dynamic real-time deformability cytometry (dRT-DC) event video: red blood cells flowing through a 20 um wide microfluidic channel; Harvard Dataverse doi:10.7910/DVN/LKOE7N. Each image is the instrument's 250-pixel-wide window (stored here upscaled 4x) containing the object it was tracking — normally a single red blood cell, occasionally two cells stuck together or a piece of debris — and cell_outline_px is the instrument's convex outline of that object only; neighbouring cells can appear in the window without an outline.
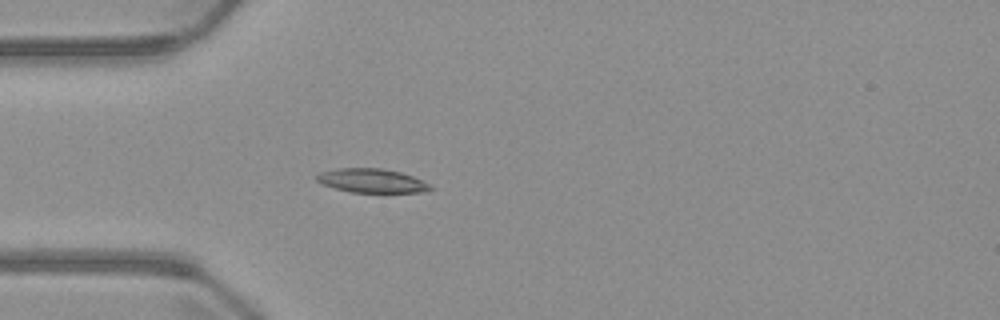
{"species": "common noctule bat (a hibernating species)", "species_latin": "Nyctalus noctula", "temperature_condition": "warm", "stored_images_in_passage": 3, "camera_frame_rate_fps": 3000, "um_per_image_px": 0.085, "animal": {"sex": "male", "body_mass_g": 23.1, "forearm_length_mm": 52.7}, "frame": {"image": 1, "passage_image": 3, "time_ms": 3.0, "image_size_px": [1000, 320], "cell_outline_px": [[432, 188], [424, 192], [352, 192], [336, 188], [324, 184], [316, 180], [316, 176], [320, 172], [336, 168], [384, 168], [400, 172], [412, 176], [428, 184]], "centroid_in_image_um": [31.58, 15.35], "position_along_channel_um": 53.4, "area_um2": 15.61}}